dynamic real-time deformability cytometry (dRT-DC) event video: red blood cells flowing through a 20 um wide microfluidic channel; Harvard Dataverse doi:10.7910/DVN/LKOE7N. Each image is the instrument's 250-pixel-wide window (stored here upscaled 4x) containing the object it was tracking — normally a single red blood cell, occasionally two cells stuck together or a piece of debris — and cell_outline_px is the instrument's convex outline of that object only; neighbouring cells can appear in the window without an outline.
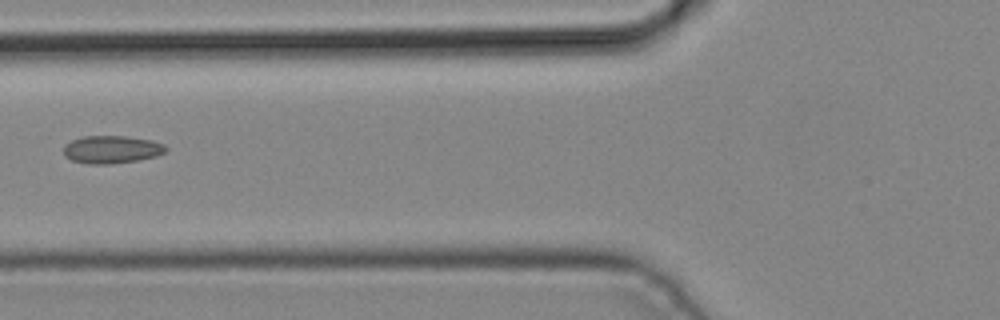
{"species": "common noctule bat (a hibernating species)", "species_latin": "Nyctalus noctula", "temperature_condition": "cold", "stored_images_in_passage": 6, "camera_frame_rate_fps": 3000, "um_per_image_px": 0.085, "animal": {"sex": "male", "body_mass_g": 19.2, "forearm_length_mm": 51.8}, "frame": {"image": 1, "passage_image": 6, "time_ms": 1.667, "image_size_px": [1000, 320], "cell_outline_px": [[168, 148], [164, 152], [156, 156], [136, 160], [112, 164], [88, 164], [72, 160], [64, 156], [64, 144], [72, 140], [84, 136], [124, 136], [152, 140], [164, 144]], "centroid_in_image_um": [9.47, 12.7], "position_along_channel_um": 116.3, "area_um2": 16.53}}